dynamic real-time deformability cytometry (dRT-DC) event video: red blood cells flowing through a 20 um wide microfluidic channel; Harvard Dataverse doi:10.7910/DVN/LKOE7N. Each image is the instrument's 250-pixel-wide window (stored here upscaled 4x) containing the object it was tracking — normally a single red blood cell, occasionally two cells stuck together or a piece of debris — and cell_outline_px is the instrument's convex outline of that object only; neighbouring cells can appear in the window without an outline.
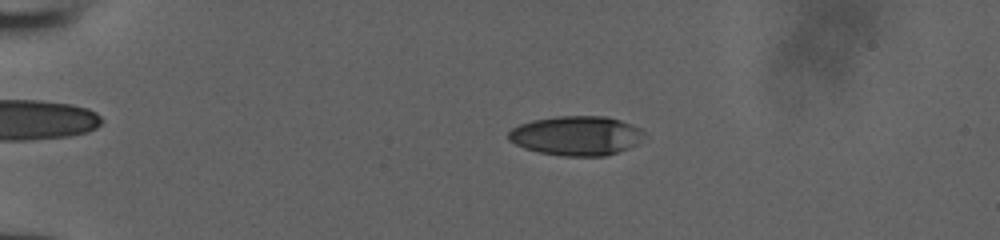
{"species": "human", "species_latin": "Homo sapiens", "temperature_condition": "room temperature", "stored_images_in_passage": 52, "camera_frame_rate_fps": 3000, "um_per_image_px": 0.085, "donor": {"sex": "male"}, "frame": {"image": 1, "passage_image": 13, "time_ms": 4.0, "image_size_px": [1000, 240], "cell_outline_px": [[644, 136], [636, 144], [628, 148], [604, 156], [564, 156], [540, 152], [524, 148], [508, 140], [508, 132], [512, 128], [520, 124], [532, 120], [556, 116], [604, 116], [620, 120], [632, 124], [640, 128], [644, 132]], "centroid_in_image_um": [48.98, 11.53], "position_along_channel_um": 36.0, "area_um2": 31.1}}
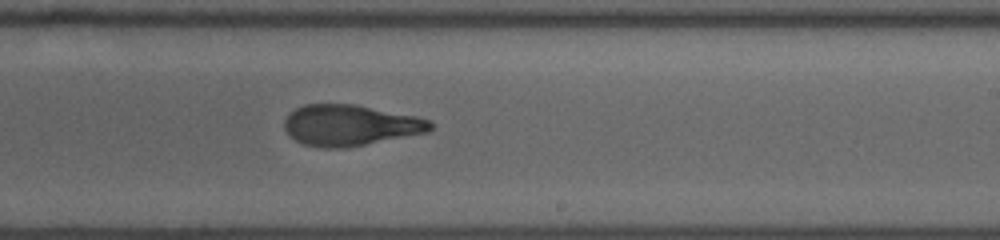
{"frame": {"image": 2, "passage_image": 34, "time_ms": 11.0, "image_size_px": [1000, 240], "cell_outline_px": [[432, 128], [428, 132], [344, 148], [320, 148], [304, 144], [296, 140], [284, 128], [284, 120], [296, 108], [304, 104], [352, 104], [416, 116], [432, 120]], "centroid_in_image_um": [29.77, 10.65], "position_along_channel_um": 259.2, "area_um2": 34.51}}
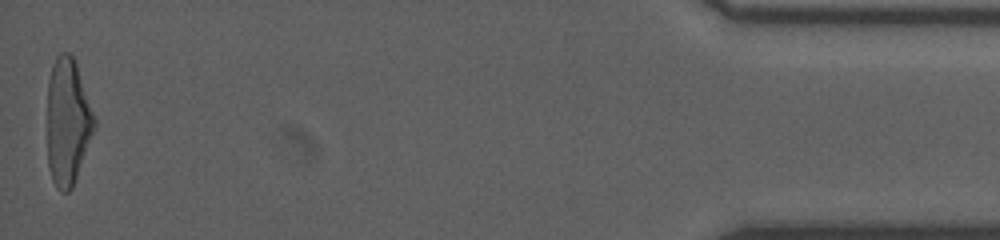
{"frame": {"image": 3, "passage_image": 52, "time_ms": 17.0, "image_size_px": [1000, 240], "cell_outline_px": [[96, 128], [72, 188], [68, 192], [60, 192], [56, 188], [52, 180], [48, 168], [48, 80], [52, 64], [56, 56], [60, 52], [68, 52], [72, 56], [76, 64], [96, 120]], "centroid_in_image_um": [5.75, 10.37], "position_along_channel_um": 429.5, "area_um2": 34.85}}